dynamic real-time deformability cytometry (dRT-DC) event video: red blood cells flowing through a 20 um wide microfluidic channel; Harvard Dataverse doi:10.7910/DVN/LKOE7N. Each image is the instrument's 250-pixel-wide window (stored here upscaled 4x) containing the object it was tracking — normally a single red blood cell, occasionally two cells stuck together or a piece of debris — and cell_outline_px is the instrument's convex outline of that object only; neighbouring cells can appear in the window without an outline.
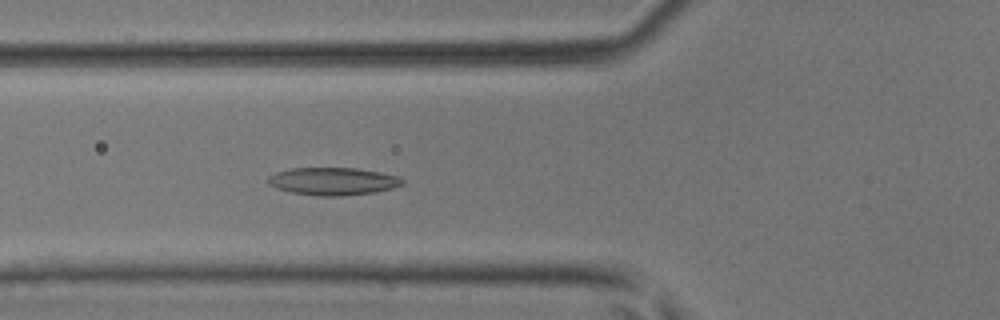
{"species": "common noctule bat (a hibernating species)", "species_latin": "Nyctalus noctula", "temperature_condition": "room temperature", "stored_images_in_passage": 6, "camera_frame_rate_fps": 3000, "um_per_image_px": 0.085, "animal": {"sex": "male", "body_mass_g": 17.9, "forearm_length_mm": 54.2}, "frame": {"image": 1, "passage_image": 6, "time_ms": 5.667, "image_size_px": [1000, 320], "cell_outline_px": [[404, 184], [392, 188], [372, 192], [340, 196], [320, 196], [292, 192], [276, 188], [268, 184], [268, 176], [276, 172], [292, 168], [356, 168], [380, 172], [400, 176], [404, 180]], "centroid_in_image_um": [28.31, 15.4], "position_along_channel_um": 97.5, "area_um2": 21.56}}